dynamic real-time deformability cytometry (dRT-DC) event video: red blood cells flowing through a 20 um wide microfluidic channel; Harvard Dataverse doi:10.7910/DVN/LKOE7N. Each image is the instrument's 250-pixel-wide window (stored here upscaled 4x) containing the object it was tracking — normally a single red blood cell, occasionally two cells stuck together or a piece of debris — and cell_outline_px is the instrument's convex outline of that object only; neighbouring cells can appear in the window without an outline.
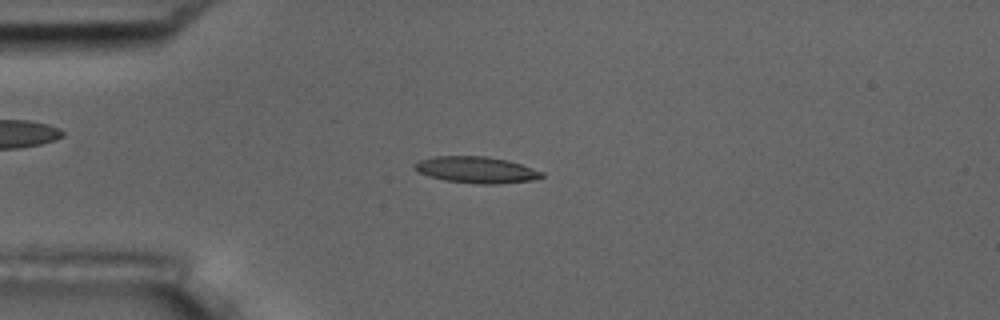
{"species": "common noctule bat (a hibernating species)", "species_latin": "Nyctalus noctula", "temperature_condition": "room temperature", "stored_images_in_passage": 8, "camera_frame_rate_fps": 3000, "um_per_image_px": 0.085, "animal": {"sex": "male", "body_mass_g": 17.5, "forearm_length_mm": 52.3}, "frame": {"image": 1, "passage_image": 3, "time_ms": 2.333, "image_size_px": [1000, 320], "cell_outline_px": [[544, 176], [532, 180], [496, 184], [480, 184], [444, 180], [428, 176], [416, 172], [412, 168], [420, 160], [436, 156], [488, 156], [508, 160], [544, 172]], "centroid_in_image_um": [40.47, 14.43], "position_along_channel_um": 44.5, "area_um2": 19.59}}
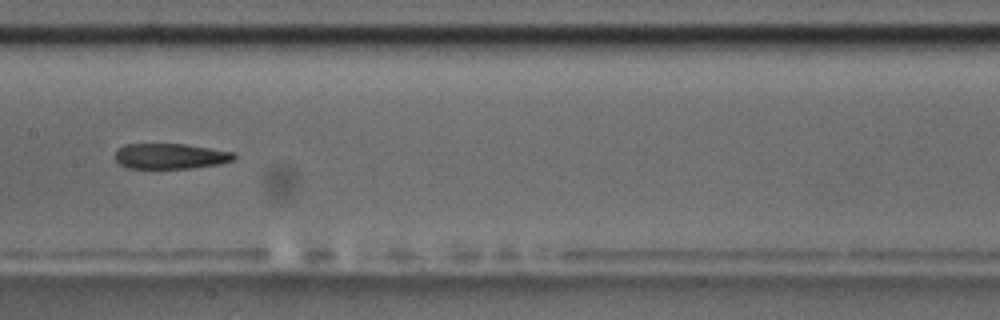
{"frame": {"image": 2, "passage_image": 7, "time_ms": 7.0, "image_size_px": [1000, 320], "cell_outline_px": [[236, 156], [232, 160], [220, 164], [192, 168], [128, 168], [120, 164], [112, 156], [116, 148], [124, 144], [184, 144], [236, 152]], "centroid_in_image_um": [14.44, 13.27], "position_along_channel_um": 193.0, "area_um2": 17.86}}
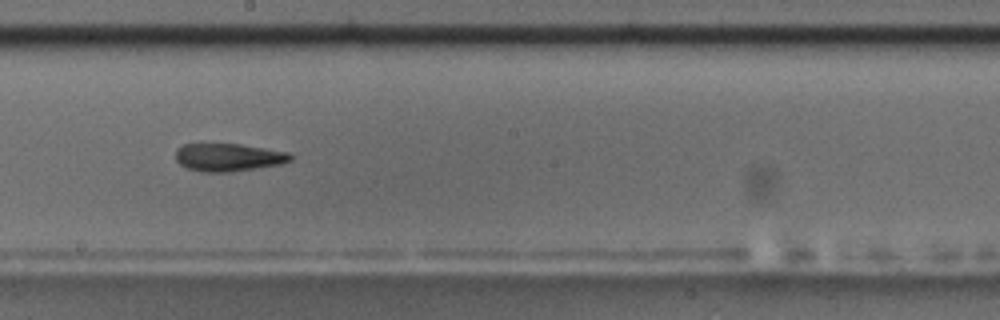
{"frame": {"image": 3, "passage_image": 8, "time_ms": 8.0, "image_size_px": [1000, 320], "cell_outline_px": [[292, 160], [284, 164], [228, 172], [204, 172], [188, 168], [180, 164], [176, 160], [176, 148], [184, 144], [240, 144], [288, 152], [292, 156]], "centroid_in_image_um": [19.43, 13.37], "position_along_channel_um": 228.8, "area_um2": 18.61}}